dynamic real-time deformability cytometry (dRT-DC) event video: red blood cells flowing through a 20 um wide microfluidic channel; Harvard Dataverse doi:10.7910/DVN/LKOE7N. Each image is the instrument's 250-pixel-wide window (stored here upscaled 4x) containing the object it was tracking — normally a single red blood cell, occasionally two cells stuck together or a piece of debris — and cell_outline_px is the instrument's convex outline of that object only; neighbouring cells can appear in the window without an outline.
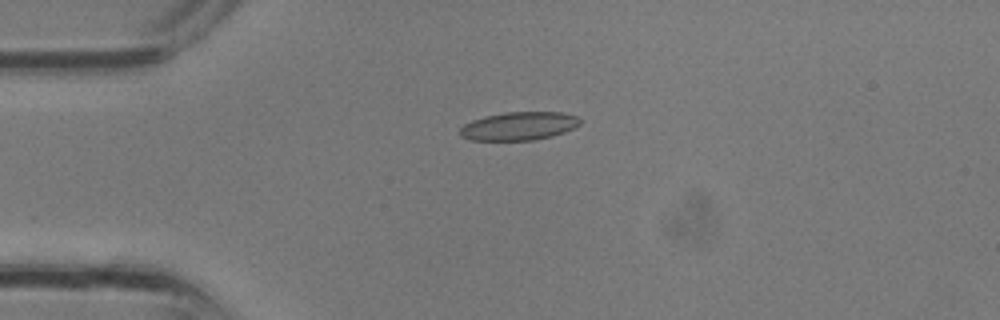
{"species": "common noctule bat (a hibernating species)", "species_latin": "Nyctalus noctula", "temperature_condition": "room temperature", "stored_images_in_passage": 4, "camera_frame_rate_fps": 3000, "um_per_image_px": 0.085, "animal": {"sex": "male", "body_mass_g": 13.3}, "frame": {"image": 1, "passage_image": 3, "time_ms": 0.667, "image_size_px": [1000, 320], "cell_outline_px": [[580, 124], [564, 132], [552, 136], [536, 140], [472, 140], [460, 136], [460, 128], [464, 124], [472, 120], [484, 116], [504, 112], [560, 112], [576, 116], [580, 120]], "centroid_in_image_um": [44.08, 10.71], "position_along_channel_um": 40.9, "area_um2": 19.77}}
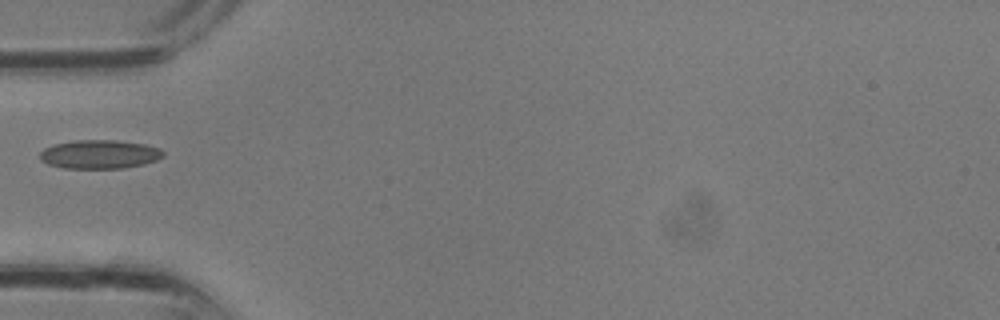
{"frame": {"image": 2, "passage_image": 4, "time_ms": 1.0, "image_size_px": [1000, 320], "cell_outline_px": [[164, 156], [156, 160], [144, 164], [120, 168], [64, 168], [48, 164], [40, 160], [40, 152], [44, 148], [52, 144], [76, 140], [116, 140], [144, 144], [160, 148], [164, 152]], "centroid_in_image_um": [8.45, 13.11], "position_along_channel_um": 76.6, "area_um2": 20.69}}